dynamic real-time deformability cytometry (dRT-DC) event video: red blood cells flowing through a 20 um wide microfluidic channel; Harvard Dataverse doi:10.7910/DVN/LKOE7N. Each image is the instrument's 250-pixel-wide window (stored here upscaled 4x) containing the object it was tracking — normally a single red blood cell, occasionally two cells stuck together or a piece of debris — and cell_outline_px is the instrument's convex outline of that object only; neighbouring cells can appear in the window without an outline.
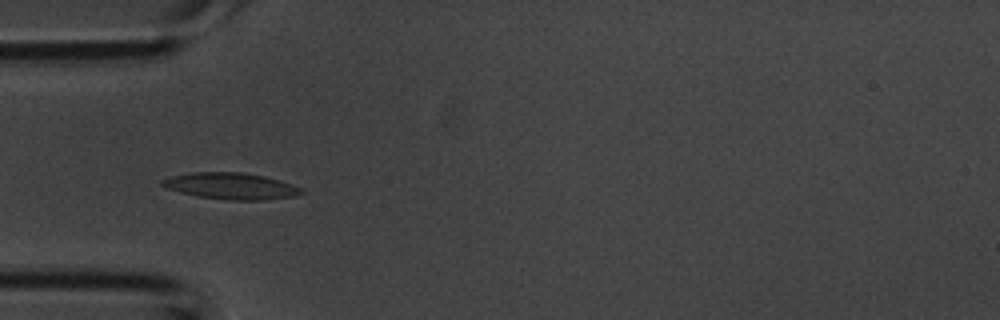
{"species": "common noctule bat (a hibernating species)", "species_latin": "Nyctalus noctula", "temperature_condition": "room temperature", "stored_images_in_passage": 37, "camera_frame_rate_fps": 3000, "um_per_image_px": 0.085, "animal": {"sex": "male", "body_mass_g": 20.1, "forearm_length_mm": 53.5}, "frame": {"image": 1, "passage_image": 8, "time_ms": 2.333, "image_size_px": [1000, 320], "cell_outline_px": [[304, 192], [296, 196], [264, 200], [228, 200], [196, 196], [180, 192], [168, 188], [160, 184], [160, 180], [172, 176], [192, 172], [240, 172], [264, 176], [280, 180], [304, 188]], "centroid_in_image_um": [19.67, 15.81], "position_along_channel_um": 65.3, "area_um2": 21.56}}
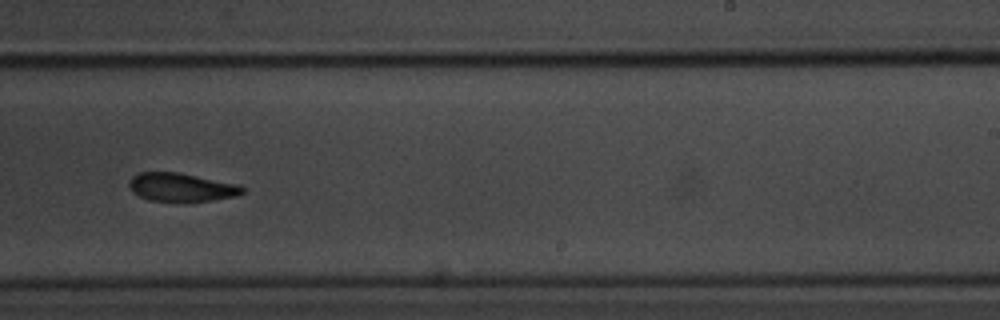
{"frame": {"image": 2, "passage_image": 21, "time_ms": 6.667, "image_size_px": [1000, 320], "cell_outline_px": [[244, 192], [236, 196], [188, 204], [184, 204], [148, 200], [132, 192], [128, 184], [132, 176], [136, 172], [180, 172], [240, 184], [244, 188]], "centroid_in_image_um": [15.42, 15.94], "position_along_channel_um": 273.6, "area_um2": 19.65}}
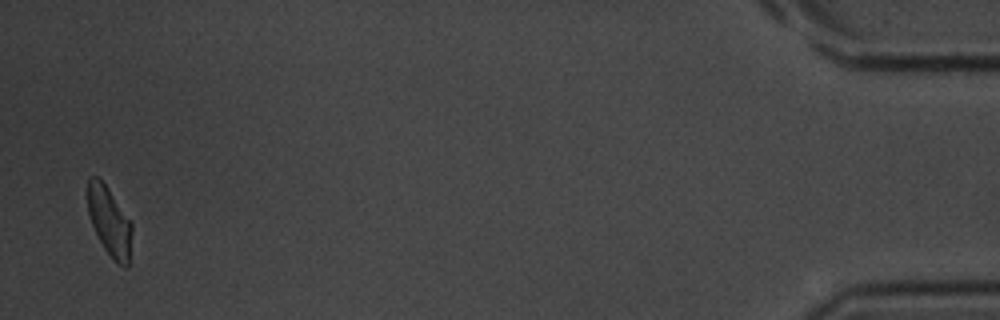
{"frame": {"image": 3, "passage_image": 36, "time_ms": 11.667, "image_size_px": [1000, 320], "cell_outline_px": [[132, 232], [128, 268], [124, 268], [116, 264], [104, 248], [92, 224], [88, 212], [88, 176], [96, 176], [108, 188], [132, 224]], "centroid_in_image_um": [9.31, 18.86], "position_along_channel_um": 425.9, "area_um2": 17.63}}